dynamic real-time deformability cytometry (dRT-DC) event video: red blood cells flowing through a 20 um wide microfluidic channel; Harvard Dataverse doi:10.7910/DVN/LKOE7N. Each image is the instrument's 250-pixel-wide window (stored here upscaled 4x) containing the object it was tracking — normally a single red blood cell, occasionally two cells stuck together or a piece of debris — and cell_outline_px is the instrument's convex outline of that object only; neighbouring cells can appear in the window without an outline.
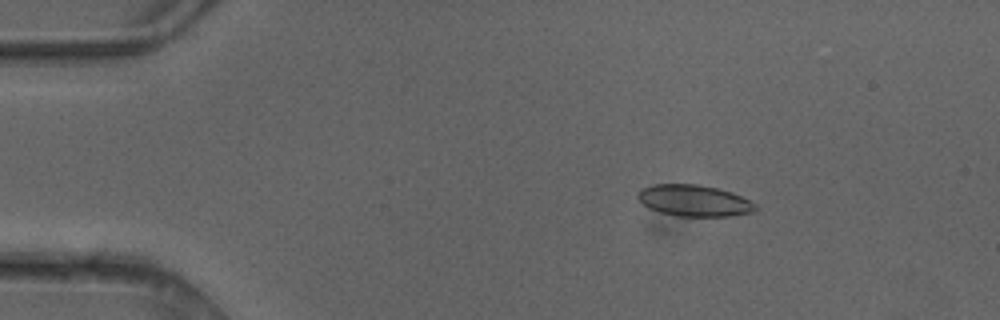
{"species": "common noctule bat (a hibernating species)", "species_latin": "Nyctalus noctula", "temperature_condition": "cold", "stored_images_in_passage": 4, "camera_frame_rate_fps": 3000, "um_per_image_px": 0.085, "animal": {"sex": "female"}, "frame": {"image": 1, "passage_image": 2, "time_ms": 0.333, "image_size_px": [1000, 320], "cell_outline_px": [[760, 208], [752, 212], [728, 216], [676, 216], [660, 212], [648, 208], [636, 196], [636, 192], [652, 184], [696, 184], [716, 188], [732, 192], [756, 204]], "centroid_in_image_um": [58.99, 17.05], "position_along_channel_um": 26.0, "area_um2": 21.5}}